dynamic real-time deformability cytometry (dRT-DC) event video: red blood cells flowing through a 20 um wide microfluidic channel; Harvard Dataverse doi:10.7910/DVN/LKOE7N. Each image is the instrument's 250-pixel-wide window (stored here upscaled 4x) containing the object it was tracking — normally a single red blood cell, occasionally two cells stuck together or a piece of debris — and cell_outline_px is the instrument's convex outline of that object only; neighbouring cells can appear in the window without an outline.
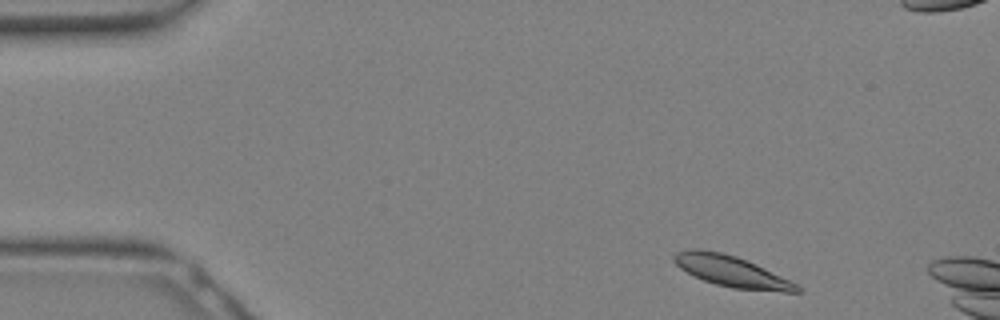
{"species": "Egyptian fruit bat (a non-hibernating species)", "species_latin": "Rousettus aegyptiacus", "temperature_condition": "warm", "stored_images_in_passage": 5, "camera_frame_rate_fps": 3000, "um_per_image_px": 0.085, "animal": {"sex": "female"}, "frame": {"image": 1, "passage_image": 2, "time_ms": 0.333, "image_size_px": [1000, 320], "cell_outline_px": [[800, 292], [784, 292], [732, 288], [716, 284], [704, 280], [680, 268], [672, 260], [672, 256], [676, 252], [688, 248], [696, 248], [720, 252], [736, 256], [756, 264], [796, 284], [800, 288]], "centroid_in_image_um": [62.12, 23.05], "position_along_channel_um": 22.9, "area_um2": 21.91}}